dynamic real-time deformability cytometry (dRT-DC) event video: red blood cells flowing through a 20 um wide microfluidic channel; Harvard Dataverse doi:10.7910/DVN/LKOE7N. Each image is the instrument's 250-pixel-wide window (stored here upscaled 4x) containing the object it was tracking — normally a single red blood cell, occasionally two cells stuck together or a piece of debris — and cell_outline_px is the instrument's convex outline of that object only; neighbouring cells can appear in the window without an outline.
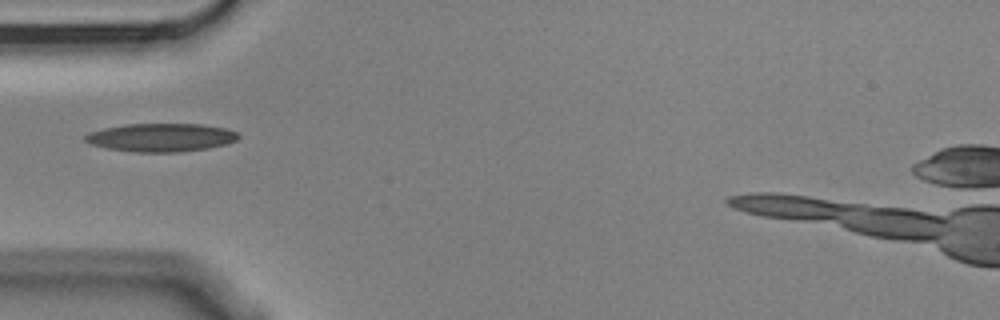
{"species": "Egyptian fruit bat (a non-hibernating species)", "species_latin": "Rousettus aegyptiacus", "temperature_condition": "cold", "stored_images_in_passage": 6, "camera_frame_rate_fps": 3000, "um_per_image_px": 0.085, "animal": {"sex": "male"}, "frame": {"image": 1, "passage_image": 1, "time_ms": 0.0, "image_size_px": [1000, 320], "cell_outline_px": [[240, 136], [236, 140], [228, 144], [208, 148], [180, 152], [136, 152], [108, 148], [92, 144], [84, 140], [84, 136], [88, 132], [104, 128], [124, 124], [204, 124], [228, 128], [236, 132]], "centroid_in_image_um": [13.72, 11.68], "position_along_channel_um": 71.3, "area_um2": 25.37}}
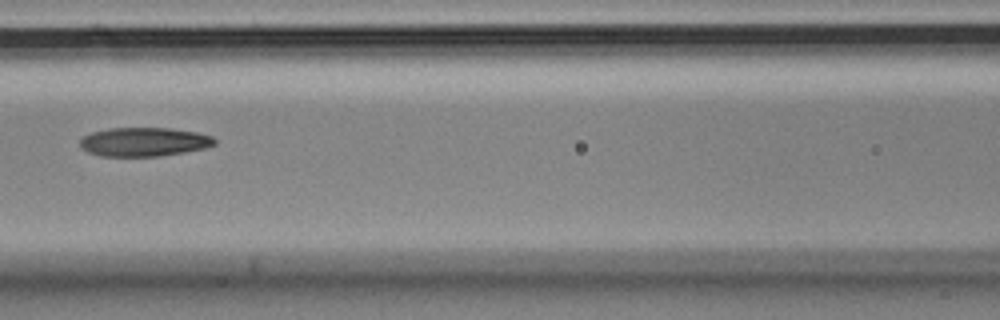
{"frame": {"image": 2, "passage_image": 3, "time_ms": 0.667, "image_size_px": [1000, 320], "cell_outline_px": [[216, 144], [204, 148], [184, 152], [160, 156], [100, 156], [88, 152], [80, 148], [80, 140], [84, 136], [92, 132], [108, 128], [168, 128], [196, 132], [212, 136], [216, 140]], "centroid_in_image_um": [12.22, 12.06], "position_along_channel_um": 154.4, "area_um2": 22.66}}
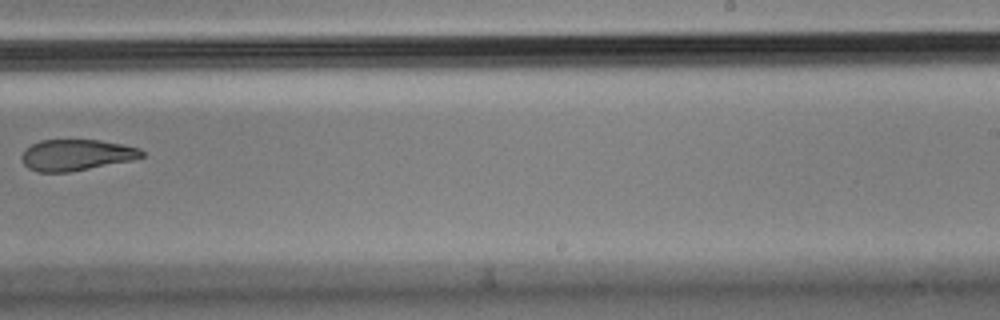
{"frame": {"image": 3, "passage_image": 6, "time_ms": 1.667, "image_size_px": [1000, 320], "cell_outline_px": [[144, 156], [132, 160], [68, 172], [36, 172], [28, 168], [24, 164], [20, 156], [24, 148], [40, 140], [100, 140], [124, 144], [140, 148], [144, 152]], "centroid_in_image_um": [6.46, 13.16], "position_along_channel_um": 282.5, "area_um2": 21.91}}